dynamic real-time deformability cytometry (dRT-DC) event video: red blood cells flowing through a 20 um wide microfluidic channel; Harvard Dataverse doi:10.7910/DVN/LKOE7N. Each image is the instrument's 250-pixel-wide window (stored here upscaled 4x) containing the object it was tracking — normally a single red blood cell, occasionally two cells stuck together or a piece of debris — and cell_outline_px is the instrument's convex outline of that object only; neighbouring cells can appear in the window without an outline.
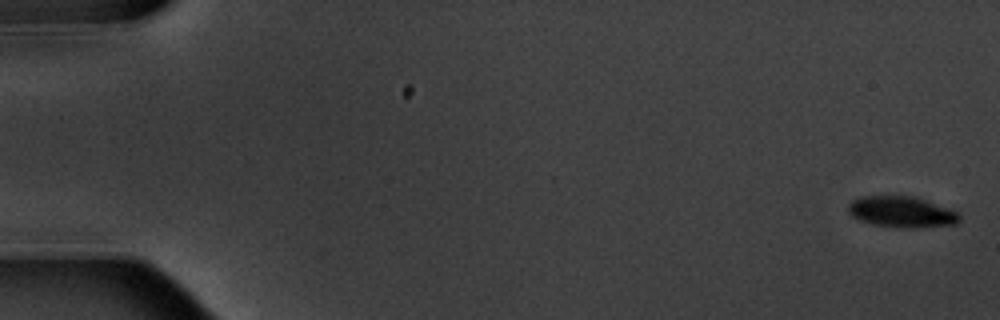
{"species": "common noctule bat (a hibernating species)", "species_latin": "Nyctalus noctula", "temperature_condition": "warm", "stored_images_in_passage": 6, "camera_frame_rate_fps": 3000, "um_per_image_px": 0.085, "animal": {"sex": "male", "body_mass_g": 20.1, "forearm_length_mm": 53.5}, "frame": {"image": 1, "passage_image": 1, "time_ms": 0.0, "image_size_px": [1000, 320], "cell_outline_px": [[960, 220], [956, 224], [920, 228], [900, 228], [872, 224], [860, 220], [852, 216], [848, 212], [848, 204], [852, 200], [860, 196], [916, 196], [960, 212]], "centroid_in_image_um": [76.67, 18.01], "position_along_channel_um": 8.3, "area_um2": 20.46}}
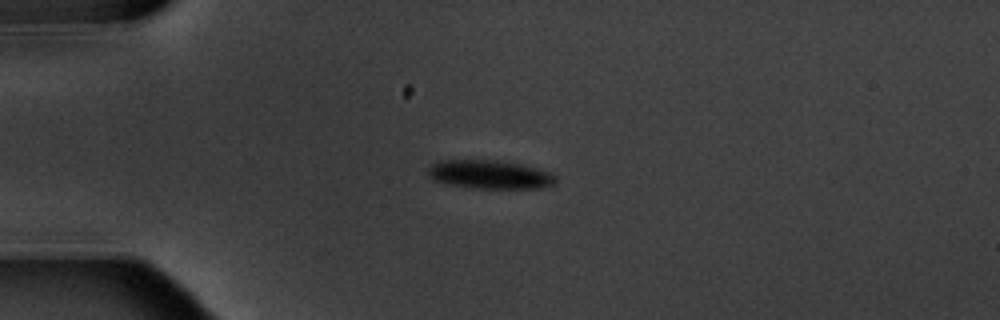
{"frame": {"image": 2, "passage_image": 5, "time_ms": 4.667, "image_size_px": [1000, 320], "cell_outline_px": [[556, 180], [552, 184], [540, 188], [476, 188], [448, 184], [436, 180], [428, 176], [428, 168], [432, 164], [440, 160], [500, 160], [520, 164], [536, 168], [548, 172], [556, 176]], "centroid_in_image_um": [41.61, 14.82], "position_along_channel_um": 43.4, "area_um2": 21.1}}